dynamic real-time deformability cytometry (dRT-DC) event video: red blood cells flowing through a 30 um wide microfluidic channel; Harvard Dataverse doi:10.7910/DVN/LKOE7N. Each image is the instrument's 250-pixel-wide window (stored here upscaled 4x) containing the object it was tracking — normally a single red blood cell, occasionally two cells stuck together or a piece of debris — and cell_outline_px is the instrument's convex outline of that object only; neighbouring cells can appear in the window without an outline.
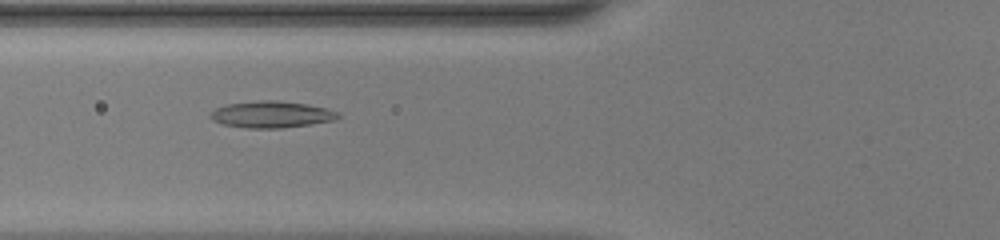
{"species": "common noctule bat (a hibernating species)", "species_latin": "Nyctalus noctula", "temperature_condition": "warm", "stored_images_in_passage": 36, "camera_frame_rate_fps": 3000, "um_per_image_px": 0.085, "animal": {"sex": "female", "body_mass_g": 20.0, "forearm_length_mm": 54.0}, "frame": {"image": 1, "passage_image": 6, "time_ms": 1.667, "image_size_px": [1000, 240], "cell_outline_px": [[340, 116], [336, 120], [280, 128], [248, 128], [220, 124], [212, 120], [208, 116], [216, 108], [224, 104], [260, 100], [276, 100], [308, 104], [340, 112]], "centroid_in_image_um": [23.04, 9.72], "position_along_channel_um": 102.8, "area_um2": 19.88}}
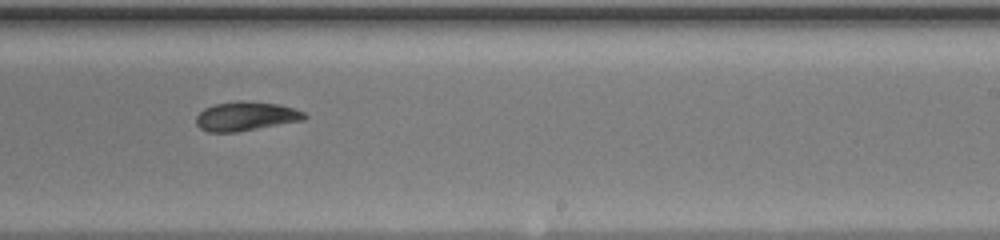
{"frame": {"image": 2, "passage_image": 18, "time_ms": 5.667, "image_size_px": [1000, 240], "cell_outline_px": [[308, 116], [304, 120], [236, 132], [208, 132], [200, 128], [196, 124], [196, 116], [204, 108], [216, 104], [236, 100], [244, 100], [280, 104], [304, 112]], "centroid_in_image_um": [20.89, 9.87], "position_along_channel_um": 268.1, "area_um2": 18.44}}
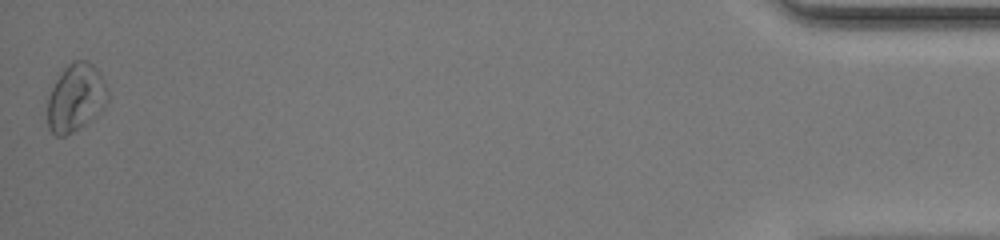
{"frame": {"image": 3, "passage_image": 36, "time_ms": 11.667, "image_size_px": [1000, 240], "cell_outline_px": [[108, 100], [104, 108], [84, 124], [72, 132], [64, 136], [56, 136], [48, 128], [48, 96], [56, 80], [64, 68], [68, 64], [76, 60], [88, 60], [96, 68], [108, 88]], "centroid_in_image_um": [6.44, 8.29], "position_along_channel_um": 428.8, "area_um2": 23.58}, "authors_computed_cell_mechanics": {"area_um2": 18.6116, "velocity_mm_per_s": 4.1326, "shape_relaxation_time_tau1_ms": 6.3848, "shape_relaxation_time_tau2_ms": 5.4153, "deformation_change_tau1": 0.1411, "deformation_change_tau2": 0.1042}}